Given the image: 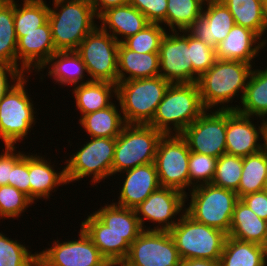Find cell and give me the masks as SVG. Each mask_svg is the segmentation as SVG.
I'll return each instance as SVG.
<instances>
[{
    "label": "cell",
    "instance_id": "obj_1",
    "mask_svg": "<svg viewBox=\"0 0 267 266\" xmlns=\"http://www.w3.org/2000/svg\"><path fill=\"white\" fill-rule=\"evenodd\" d=\"M253 64L242 61L217 59L215 63L198 79V86L202 103L206 110L213 109L216 105L219 110L236 111L237 107L225 106L240 95L242 101L247 81L252 71ZM238 93V94H237ZM240 93V94H239Z\"/></svg>",
    "mask_w": 267,
    "mask_h": 266
},
{
    "label": "cell",
    "instance_id": "obj_2",
    "mask_svg": "<svg viewBox=\"0 0 267 266\" xmlns=\"http://www.w3.org/2000/svg\"><path fill=\"white\" fill-rule=\"evenodd\" d=\"M205 110L197 83H171L148 125L163 134H181Z\"/></svg>",
    "mask_w": 267,
    "mask_h": 266
},
{
    "label": "cell",
    "instance_id": "obj_3",
    "mask_svg": "<svg viewBox=\"0 0 267 266\" xmlns=\"http://www.w3.org/2000/svg\"><path fill=\"white\" fill-rule=\"evenodd\" d=\"M49 6L48 21L56 51H76L97 26L90 0H61ZM60 8V9H59Z\"/></svg>",
    "mask_w": 267,
    "mask_h": 266
},
{
    "label": "cell",
    "instance_id": "obj_4",
    "mask_svg": "<svg viewBox=\"0 0 267 266\" xmlns=\"http://www.w3.org/2000/svg\"><path fill=\"white\" fill-rule=\"evenodd\" d=\"M171 83L160 75L116 84V99L126 124L148 125Z\"/></svg>",
    "mask_w": 267,
    "mask_h": 266
},
{
    "label": "cell",
    "instance_id": "obj_5",
    "mask_svg": "<svg viewBox=\"0 0 267 266\" xmlns=\"http://www.w3.org/2000/svg\"><path fill=\"white\" fill-rule=\"evenodd\" d=\"M183 213V214H182ZM170 233L181 259L220 260L227 234L182 211Z\"/></svg>",
    "mask_w": 267,
    "mask_h": 266
},
{
    "label": "cell",
    "instance_id": "obj_6",
    "mask_svg": "<svg viewBox=\"0 0 267 266\" xmlns=\"http://www.w3.org/2000/svg\"><path fill=\"white\" fill-rule=\"evenodd\" d=\"M163 133L150 125L126 124L116 137L112 176L140 165L153 163Z\"/></svg>",
    "mask_w": 267,
    "mask_h": 266
},
{
    "label": "cell",
    "instance_id": "obj_7",
    "mask_svg": "<svg viewBox=\"0 0 267 266\" xmlns=\"http://www.w3.org/2000/svg\"><path fill=\"white\" fill-rule=\"evenodd\" d=\"M190 205L185 212L195 221L229 234L237 193L212 184L190 190Z\"/></svg>",
    "mask_w": 267,
    "mask_h": 266
},
{
    "label": "cell",
    "instance_id": "obj_8",
    "mask_svg": "<svg viewBox=\"0 0 267 266\" xmlns=\"http://www.w3.org/2000/svg\"><path fill=\"white\" fill-rule=\"evenodd\" d=\"M25 78L21 76L0 99V139L4 146H14L25 139L35 125L36 112L25 90Z\"/></svg>",
    "mask_w": 267,
    "mask_h": 266
},
{
    "label": "cell",
    "instance_id": "obj_9",
    "mask_svg": "<svg viewBox=\"0 0 267 266\" xmlns=\"http://www.w3.org/2000/svg\"><path fill=\"white\" fill-rule=\"evenodd\" d=\"M90 138L79 151L66 160L65 171L68 184L90 176L91 182L95 185L96 182L99 183L112 176L116 138Z\"/></svg>",
    "mask_w": 267,
    "mask_h": 266
},
{
    "label": "cell",
    "instance_id": "obj_10",
    "mask_svg": "<svg viewBox=\"0 0 267 266\" xmlns=\"http://www.w3.org/2000/svg\"><path fill=\"white\" fill-rule=\"evenodd\" d=\"M119 44L109 31L98 25L83 39L76 52L85 64L90 80L118 83Z\"/></svg>",
    "mask_w": 267,
    "mask_h": 266
},
{
    "label": "cell",
    "instance_id": "obj_11",
    "mask_svg": "<svg viewBox=\"0 0 267 266\" xmlns=\"http://www.w3.org/2000/svg\"><path fill=\"white\" fill-rule=\"evenodd\" d=\"M173 134H163L160 138L154 163L160 186L181 191L188 200L185 190H189L190 150L180 134Z\"/></svg>",
    "mask_w": 267,
    "mask_h": 266
},
{
    "label": "cell",
    "instance_id": "obj_12",
    "mask_svg": "<svg viewBox=\"0 0 267 266\" xmlns=\"http://www.w3.org/2000/svg\"><path fill=\"white\" fill-rule=\"evenodd\" d=\"M181 258L168 231L143 230L130 245L124 266H179Z\"/></svg>",
    "mask_w": 267,
    "mask_h": 266
},
{
    "label": "cell",
    "instance_id": "obj_13",
    "mask_svg": "<svg viewBox=\"0 0 267 266\" xmlns=\"http://www.w3.org/2000/svg\"><path fill=\"white\" fill-rule=\"evenodd\" d=\"M205 110L180 135L189 150L219 158L226 153V110Z\"/></svg>",
    "mask_w": 267,
    "mask_h": 266
},
{
    "label": "cell",
    "instance_id": "obj_14",
    "mask_svg": "<svg viewBox=\"0 0 267 266\" xmlns=\"http://www.w3.org/2000/svg\"><path fill=\"white\" fill-rule=\"evenodd\" d=\"M75 240L53 241L50 248L38 253V266H99L106 259L81 228Z\"/></svg>",
    "mask_w": 267,
    "mask_h": 266
},
{
    "label": "cell",
    "instance_id": "obj_15",
    "mask_svg": "<svg viewBox=\"0 0 267 266\" xmlns=\"http://www.w3.org/2000/svg\"><path fill=\"white\" fill-rule=\"evenodd\" d=\"M185 199L186 194L181 191L173 188L160 187L134 208L141 228L143 230L169 231L179 221V219L172 220L174 217L176 218L175 215L179 214L182 210L185 211ZM145 220L154 223L157 222L158 225L157 227L155 226L151 229L148 227L146 229V226L144 227Z\"/></svg>",
    "mask_w": 267,
    "mask_h": 266
},
{
    "label": "cell",
    "instance_id": "obj_16",
    "mask_svg": "<svg viewBox=\"0 0 267 266\" xmlns=\"http://www.w3.org/2000/svg\"><path fill=\"white\" fill-rule=\"evenodd\" d=\"M166 32L159 48V75L170 83H192L188 31ZM180 34V35H179Z\"/></svg>",
    "mask_w": 267,
    "mask_h": 266
},
{
    "label": "cell",
    "instance_id": "obj_17",
    "mask_svg": "<svg viewBox=\"0 0 267 266\" xmlns=\"http://www.w3.org/2000/svg\"><path fill=\"white\" fill-rule=\"evenodd\" d=\"M250 118L253 117L242 115L237 111L226 110L227 154L246 157L265 148L267 121L261 120L262 123L257 128ZM260 139L264 143H260Z\"/></svg>",
    "mask_w": 267,
    "mask_h": 266
},
{
    "label": "cell",
    "instance_id": "obj_18",
    "mask_svg": "<svg viewBox=\"0 0 267 266\" xmlns=\"http://www.w3.org/2000/svg\"><path fill=\"white\" fill-rule=\"evenodd\" d=\"M16 52L17 70L22 75L26 76L25 72L29 74L31 70L35 69L36 72L43 71L44 65L57 52L49 21L47 20L42 26L37 27L35 31L23 33V36L17 40ZM19 60L22 63L20 68Z\"/></svg>",
    "mask_w": 267,
    "mask_h": 266
},
{
    "label": "cell",
    "instance_id": "obj_19",
    "mask_svg": "<svg viewBox=\"0 0 267 266\" xmlns=\"http://www.w3.org/2000/svg\"><path fill=\"white\" fill-rule=\"evenodd\" d=\"M206 5L203 6L202 14L187 31L216 49L218 44L227 37L235 22L232 14L221 0H212Z\"/></svg>",
    "mask_w": 267,
    "mask_h": 266
},
{
    "label": "cell",
    "instance_id": "obj_20",
    "mask_svg": "<svg viewBox=\"0 0 267 266\" xmlns=\"http://www.w3.org/2000/svg\"><path fill=\"white\" fill-rule=\"evenodd\" d=\"M125 172L126 177L122 182L119 200L114 203L117 206L134 209L161 187L154 162Z\"/></svg>",
    "mask_w": 267,
    "mask_h": 266
},
{
    "label": "cell",
    "instance_id": "obj_21",
    "mask_svg": "<svg viewBox=\"0 0 267 266\" xmlns=\"http://www.w3.org/2000/svg\"><path fill=\"white\" fill-rule=\"evenodd\" d=\"M266 44L267 40H261L251 29L235 24L227 37L216 47V56L217 59L251 64Z\"/></svg>",
    "mask_w": 267,
    "mask_h": 266
},
{
    "label": "cell",
    "instance_id": "obj_22",
    "mask_svg": "<svg viewBox=\"0 0 267 266\" xmlns=\"http://www.w3.org/2000/svg\"><path fill=\"white\" fill-rule=\"evenodd\" d=\"M81 222V228L90 237L93 244L106 260L122 263L130 249V244L122 237L110 230L94 213H90Z\"/></svg>",
    "mask_w": 267,
    "mask_h": 266
},
{
    "label": "cell",
    "instance_id": "obj_23",
    "mask_svg": "<svg viewBox=\"0 0 267 266\" xmlns=\"http://www.w3.org/2000/svg\"><path fill=\"white\" fill-rule=\"evenodd\" d=\"M101 28L112 33L111 35L119 42L143 30L150 22L131 4L113 7L104 11L98 18ZM108 27V29H107ZM124 38L121 39V37ZM119 36V38H118Z\"/></svg>",
    "mask_w": 267,
    "mask_h": 266
},
{
    "label": "cell",
    "instance_id": "obj_24",
    "mask_svg": "<svg viewBox=\"0 0 267 266\" xmlns=\"http://www.w3.org/2000/svg\"><path fill=\"white\" fill-rule=\"evenodd\" d=\"M117 64L118 82L156 77L160 72L159 52L138 53L122 42L118 47Z\"/></svg>",
    "mask_w": 267,
    "mask_h": 266
},
{
    "label": "cell",
    "instance_id": "obj_25",
    "mask_svg": "<svg viewBox=\"0 0 267 266\" xmlns=\"http://www.w3.org/2000/svg\"><path fill=\"white\" fill-rule=\"evenodd\" d=\"M229 237L267 247V221L238 199L231 218Z\"/></svg>",
    "mask_w": 267,
    "mask_h": 266
},
{
    "label": "cell",
    "instance_id": "obj_26",
    "mask_svg": "<svg viewBox=\"0 0 267 266\" xmlns=\"http://www.w3.org/2000/svg\"><path fill=\"white\" fill-rule=\"evenodd\" d=\"M43 156L29 154V182H30V199H49L50 192L56 191L55 188L60 185H66V171H55L54 166L50 165ZM54 190V191H53Z\"/></svg>",
    "mask_w": 267,
    "mask_h": 266
},
{
    "label": "cell",
    "instance_id": "obj_27",
    "mask_svg": "<svg viewBox=\"0 0 267 266\" xmlns=\"http://www.w3.org/2000/svg\"><path fill=\"white\" fill-rule=\"evenodd\" d=\"M72 93L75 97L76 107L81 112V118L83 115L110 106L113 103L110 98L116 97V84L108 81L90 80L75 85Z\"/></svg>",
    "mask_w": 267,
    "mask_h": 266
},
{
    "label": "cell",
    "instance_id": "obj_28",
    "mask_svg": "<svg viewBox=\"0 0 267 266\" xmlns=\"http://www.w3.org/2000/svg\"><path fill=\"white\" fill-rule=\"evenodd\" d=\"M46 67L49 69V74L47 73V75L53 77L56 83L63 86H75L90 81L89 78L83 81L85 76L83 73H87V69L76 51H57L50 57L42 69Z\"/></svg>",
    "mask_w": 267,
    "mask_h": 266
},
{
    "label": "cell",
    "instance_id": "obj_29",
    "mask_svg": "<svg viewBox=\"0 0 267 266\" xmlns=\"http://www.w3.org/2000/svg\"><path fill=\"white\" fill-rule=\"evenodd\" d=\"M220 263L221 266H266L267 247L227 235Z\"/></svg>",
    "mask_w": 267,
    "mask_h": 266
},
{
    "label": "cell",
    "instance_id": "obj_30",
    "mask_svg": "<svg viewBox=\"0 0 267 266\" xmlns=\"http://www.w3.org/2000/svg\"><path fill=\"white\" fill-rule=\"evenodd\" d=\"M241 105H236L238 113L267 121V68L252 69Z\"/></svg>",
    "mask_w": 267,
    "mask_h": 266
},
{
    "label": "cell",
    "instance_id": "obj_31",
    "mask_svg": "<svg viewBox=\"0 0 267 266\" xmlns=\"http://www.w3.org/2000/svg\"><path fill=\"white\" fill-rule=\"evenodd\" d=\"M94 214L105 224L110 230L122 235V237L131 245L132 242L143 231L136 216L135 210L124 208L113 203L105 204Z\"/></svg>",
    "mask_w": 267,
    "mask_h": 266
},
{
    "label": "cell",
    "instance_id": "obj_32",
    "mask_svg": "<svg viewBox=\"0 0 267 266\" xmlns=\"http://www.w3.org/2000/svg\"><path fill=\"white\" fill-rule=\"evenodd\" d=\"M117 107L112 103L105 109L83 115L79 123L91 137L116 138L126 125Z\"/></svg>",
    "mask_w": 267,
    "mask_h": 266
},
{
    "label": "cell",
    "instance_id": "obj_33",
    "mask_svg": "<svg viewBox=\"0 0 267 266\" xmlns=\"http://www.w3.org/2000/svg\"><path fill=\"white\" fill-rule=\"evenodd\" d=\"M267 177V148L243 157L242 174L237 189V196L262 191Z\"/></svg>",
    "mask_w": 267,
    "mask_h": 266
},
{
    "label": "cell",
    "instance_id": "obj_34",
    "mask_svg": "<svg viewBox=\"0 0 267 266\" xmlns=\"http://www.w3.org/2000/svg\"><path fill=\"white\" fill-rule=\"evenodd\" d=\"M14 0H0V63L17 69Z\"/></svg>",
    "mask_w": 267,
    "mask_h": 266
},
{
    "label": "cell",
    "instance_id": "obj_35",
    "mask_svg": "<svg viewBox=\"0 0 267 266\" xmlns=\"http://www.w3.org/2000/svg\"><path fill=\"white\" fill-rule=\"evenodd\" d=\"M228 8L237 25L254 31L260 38L267 31L262 12V0H221Z\"/></svg>",
    "mask_w": 267,
    "mask_h": 266
},
{
    "label": "cell",
    "instance_id": "obj_36",
    "mask_svg": "<svg viewBox=\"0 0 267 266\" xmlns=\"http://www.w3.org/2000/svg\"><path fill=\"white\" fill-rule=\"evenodd\" d=\"M23 7L14 0V28L17 40L23 33L35 31L42 26L49 15V5L44 0H23Z\"/></svg>",
    "mask_w": 267,
    "mask_h": 266
},
{
    "label": "cell",
    "instance_id": "obj_37",
    "mask_svg": "<svg viewBox=\"0 0 267 266\" xmlns=\"http://www.w3.org/2000/svg\"><path fill=\"white\" fill-rule=\"evenodd\" d=\"M202 9L198 0H167L166 26L170 28L169 32L187 31L202 14Z\"/></svg>",
    "mask_w": 267,
    "mask_h": 266
},
{
    "label": "cell",
    "instance_id": "obj_38",
    "mask_svg": "<svg viewBox=\"0 0 267 266\" xmlns=\"http://www.w3.org/2000/svg\"><path fill=\"white\" fill-rule=\"evenodd\" d=\"M242 165L243 157L227 153L223 154L217 160L211 184L237 193L242 174Z\"/></svg>",
    "mask_w": 267,
    "mask_h": 266
},
{
    "label": "cell",
    "instance_id": "obj_39",
    "mask_svg": "<svg viewBox=\"0 0 267 266\" xmlns=\"http://www.w3.org/2000/svg\"><path fill=\"white\" fill-rule=\"evenodd\" d=\"M0 266H38V252L31 254L25 245L0 232Z\"/></svg>",
    "mask_w": 267,
    "mask_h": 266
},
{
    "label": "cell",
    "instance_id": "obj_40",
    "mask_svg": "<svg viewBox=\"0 0 267 266\" xmlns=\"http://www.w3.org/2000/svg\"><path fill=\"white\" fill-rule=\"evenodd\" d=\"M166 30L159 23H150L137 34L125 39L122 43L130 50L138 53L159 52L160 42Z\"/></svg>",
    "mask_w": 267,
    "mask_h": 266
},
{
    "label": "cell",
    "instance_id": "obj_41",
    "mask_svg": "<svg viewBox=\"0 0 267 266\" xmlns=\"http://www.w3.org/2000/svg\"><path fill=\"white\" fill-rule=\"evenodd\" d=\"M188 47L192 63V83H197L199 77L217 60L216 49L195 38L189 32Z\"/></svg>",
    "mask_w": 267,
    "mask_h": 266
},
{
    "label": "cell",
    "instance_id": "obj_42",
    "mask_svg": "<svg viewBox=\"0 0 267 266\" xmlns=\"http://www.w3.org/2000/svg\"><path fill=\"white\" fill-rule=\"evenodd\" d=\"M217 160L218 158L214 156L190 151L188 162L189 187L194 188L204 184H211L214 178Z\"/></svg>",
    "mask_w": 267,
    "mask_h": 266
},
{
    "label": "cell",
    "instance_id": "obj_43",
    "mask_svg": "<svg viewBox=\"0 0 267 266\" xmlns=\"http://www.w3.org/2000/svg\"><path fill=\"white\" fill-rule=\"evenodd\" d=\"M34 202L11 185L0 186V219L18 218Z\"/></svg>",
    "mask_w": 267,
    "mask_h": 266
},
{
    "label": "cell",
    "instance_id": "obj_44",
    "mask_svg": "<svg viewBox=\"0 0 267 266\" xmlns=\"http://www.w3.org/2000/svg\"><path fill=\"white\" fill-rule=\"evenodd\" d=\"M150 23L166 24L167 0H129Z\"/></svg>",
    "mask_w": 267,
    "mask_h": 266
},
{
    "label": "cell",
    "instance_id": "obj_45",
    "mask_svg": "<svg viewBox=\"0 0 267 266\" xmlns=\"http://www.w3.org/2000/svg\"><path fill=\"white\" fill-rule=\"evenodd\" d=\"M9 185L15 187L30 198L29 154H25L11 169Z\"/></svg>",
    "mask_w": 267,
    "mask_h": 266
},
{
    "label": "cell",
    "instance_id": "obj_46",
    "mask_svg": "<svg viewBox=\"0 0 267 266\" xmlns=\"http://www.w3.org/2000/svg\"><path fill=\"white\" fill-rule=\"evenodd\" d=\"M5 151L0 153V186L9 185L11 180V169L25 155L23 152L18 153L15 146H4Z\"/></svg>",
    "mask_w": 267,
    "mask_h": 266
},
{
    "label": "cell",
    "instance_id": "obj_47",
    "mask_svg": "<svg viewBox=\"0 0 267 266\" xmlns=\"http://www.w3.org/2000/svg\"><path fill=\"white\" fill-rule=\"evenodd\" d=\"M241 200L261 219L267 221V192L258 191L245 195Z\"/></svg>",
    "mask_w": 267,
    "mask_h": 266
},
{
    "label": "cell",
    "instance_id": "obj_48",
    "mask_svg": "<svg viewBox=\"0 0 267 266\" xmlns=\"http://www.w3.org/2000/svg\"><path fill=\"white\" fill-rule=\"evenodd\" d=\"M9 76L11 78H9ZM21 76H23L15 67L3 65L0 63V99L5 95V93L17 81ZM12 84H10L11 82Z\"/></svg>",
    "mask_w": 267,
    "mask_h": 266
},
{
    "label": "cell",
    "instance_id": "obj_49",
    "mask_svg": "<svg viewBox=\"0 0 267 266\" xmlns=\"http://www.w3.org/2000/svg\"><path fill=\"white\" fill-rule=\"evenodd\" d=\"M97 18L107 9L128 4L129 0H90Z\"/></svg>",
    "mask_w": 267,
    "mask_h": 266
},
{
    "label": "cell",
    "instance_id": "obj_50",
    "mask_svg": "<svg viewBox=\"0 0 267 266\" xmlns=\"http://www.w3.org/2000/svg\"><path fill=\"white\" fill-rule=\"evenodd\" d=\"M179 266H221L220 260L181 259Z\"/></svg>",
    "mask_w": 267,
    "mask_h": 266
},
{
    "label": "cell",
    "instance_id": "obj_51",
    "mask_svg": "<svg viewBox=\"0 0 267 266\" xmlns=\"http://www.w3.org/2000/svg\"><path fill=\"white\" fill-rule=\"evenodd\" d=\"M121 263L112 261V260H105L102 264L99 266H119Z\"/></svg>",
    "mask_w": 267,
    "mask_h": 266
},
{
    "label": "cell",
    "instance_id": "obj_52",
    "mask_svg": "<svg viewBox=\"0 0 267 266\" xmlns=\"http://www.w3.org/2000/svg\"><path fill=\"white\" fill-rule=\"evenodd\" d=\"M262 12H263V15L265 17V20H266V24H267V0H262Z\"/></svg>",
    "mask_w": 267,
    "mask_h": 266
},
{
    "label": "cell",
    "instance_id": "obj_53",
    "mask_svg": "<svg viewBox=\"0 0 267 266\" xmlns=\"http://www.w3.org/2000/svg\"><path fill=\"white\" fill-rule=\"evenodd\" d=\"M203 6L212 0H198ZM206 1V2H205Z\"/></svg>",
    "mask_w": 267,
    "mask_h": 266
},
{
    "label": "cell",
    "instance_id": "obj_54",
    "mask_svg": "<svg viewBox=\"0 0 267 266\" xmlns=\"http://www.w3.org/2000/svg\"><path fill=\"white\" fill-rule=\"evenodd\" d=\"M263 191L267 192V177L265 178L264 186H263Z\"/></svg>",
    "mask_w": 267,
    "mask_h": 266
},
{
    "label": "cell",
    "instance_id": "obj_55",
    "mask_svg": "<svg viewBox=\"0 0 267 266\" xmlns=\"http://www.w3.org/2000/svg\"><path fill=\"white\" fill-rule=\"evenodd\" d=\"M266 139H265V147L267 148V128H266Z\"/></svg>",
    "mask_w": 267,
    "mask_h": 266
}]
</instances>
